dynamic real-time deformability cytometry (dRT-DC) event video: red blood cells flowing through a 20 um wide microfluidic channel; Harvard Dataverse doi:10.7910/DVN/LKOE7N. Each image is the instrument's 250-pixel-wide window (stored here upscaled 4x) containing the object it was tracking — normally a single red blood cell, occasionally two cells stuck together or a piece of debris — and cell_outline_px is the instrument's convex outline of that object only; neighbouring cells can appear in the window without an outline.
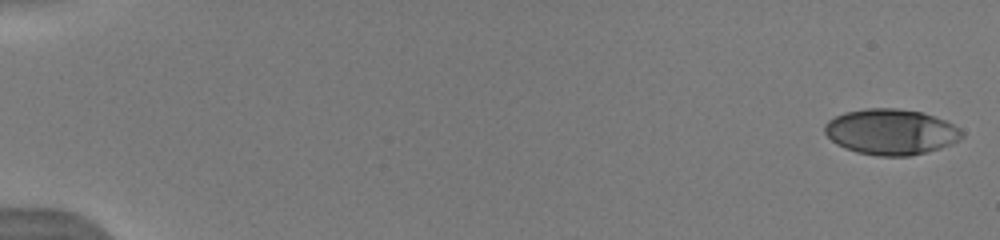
{"species": "human", "species_latin": "Homo sapiens", "temperature_condition": "warm", "stored_images_in_passage": 52, "camera_frame_rate_fps": 3000, "um_per_image_px": 0.085, "donor": {"sex": "male"}, "frame": {"image": 1, "passage_image": 1, "time_ms": 0.0, "image_size_px": [1000, 240], "cell_outline_px": [[964, 136], [960, 140], [952, 144], [940, 148], [908, 156], [876, 156], [856, 152], [844, 148], [836, 144], [824, 132], [824, 124], [828, 120], [844, 112], [868, 108], [896, 108], [920, 112], [944, 120], [960, 128], [964, 132]], "centroid_in_image_um": [75.72, 11.21], "position_along_channel_um": 9.3, "area_um2": 36.59}}
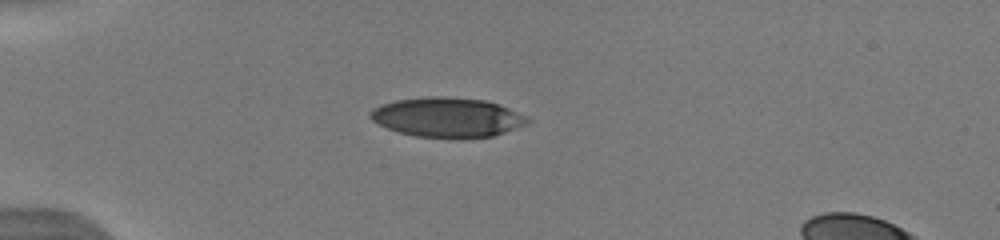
{"frame": {"image": 2, "passage_image": 15, "time_ms": 4.667, "image_size_px": [1000, 240], "cell_outline_px": [[532, 120], [528, 124], [492, 136], [416, 136], [400, 132], [388, 128], [372, 120], [368, 116], [368, 112], [372, 108], [396, 100], [428, 96], [440, 96], [484, 100], [500, 104]], "centroid_in_image_um": [38.0, 9.94], "position_along_channel_um": 47.0, "area_um2": 35.49}}
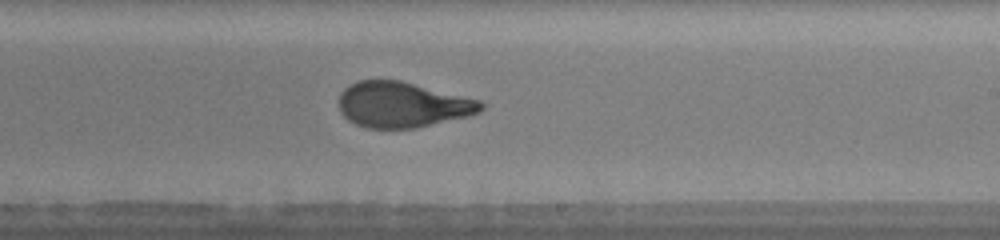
{"frame": {"image": 3, "passage_image": 33, "time_ms": 10.667, "image_size_px": [1000, 240], "cell_outline_px": [[484, 108], [480, 112], [416, 128], [364, 128], [348, 120], [340, 112], [340, 92], [344, 88], [356, 80], [400, 80], [480, 100], [484, 104]], "centroid_in_image_um": [34.17, 8.89], "position_along_channel_um": 254.8, "area_um2": 37.51}, "authors_computed_cell_mechanics": {"area_um2": 37.8879, "velocity_mm_per_s": 3.9785, "shape_relaxation_time_tau1_ms": 4.8856, "shape_relaxation_time_tau2_ms": 0.8301, "deformation_change_tau1": 0.2336, "deformation_change_tau2": 0.0781}}